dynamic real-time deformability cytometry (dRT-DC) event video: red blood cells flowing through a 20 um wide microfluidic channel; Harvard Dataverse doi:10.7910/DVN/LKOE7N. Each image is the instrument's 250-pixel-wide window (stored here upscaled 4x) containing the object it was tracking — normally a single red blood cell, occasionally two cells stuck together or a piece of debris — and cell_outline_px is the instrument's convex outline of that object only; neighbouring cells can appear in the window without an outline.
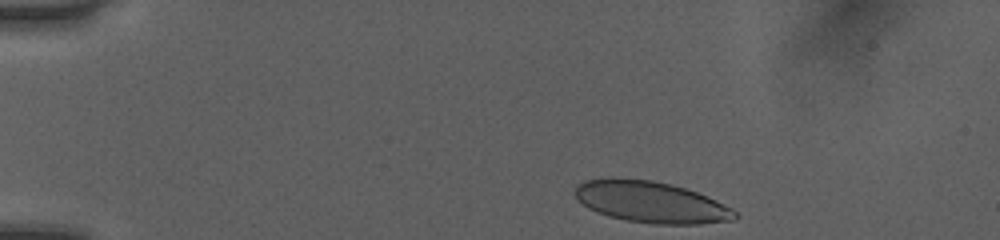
{"species": "human", "species_latin": "Homo sapiens", "temperature_condition": "room temperature", "stored_images_in_passage": 40, "camera_frame_rate_fps": 3000, "um_per_image_px": 0.085, "donor": {"sex": "female"}, "frame": {"image": 1, "passage_image": 1, "time_ms": 0.0, "image_size_px": [1000, 240], "cell_outline_px": [[740, 216], [736, 220], [700, 224], [652, 224], [624, 220], [608, 216], [596, 212], [588, 208], [576, 200], [576, 184], [584, 180], [608, 176], [612, 176], [652, 180], [672, 184], [708, 196], [732, 208]], "centroid_in_image_um": [55.31, 17.16], "position_along_channel_um": 29.7, "area_um2": 39.3}}
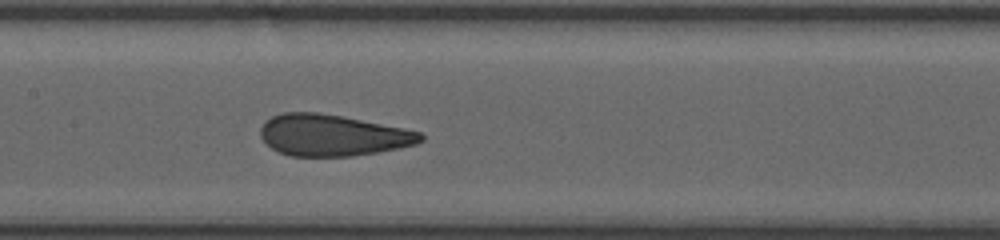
{"frame": {"image": 2, "passage_image": 18, "time_ms": 5.667, "image_size_px": [1000, 240], "cell_outline_px": [[424, 140], [416, 144], [376, 152], [352, 156], [288, 156], [272, 148], [260, 136], [260, 128], [264, 120], [272, 116], [284, 112], [316, 112], [344, 116], [404, 128], [420, 132], [424, 136]], "centroid_in_image_um": [28.24, 11.48], "position_along_channel_um": 179.2, "area_um2": 38.67}}
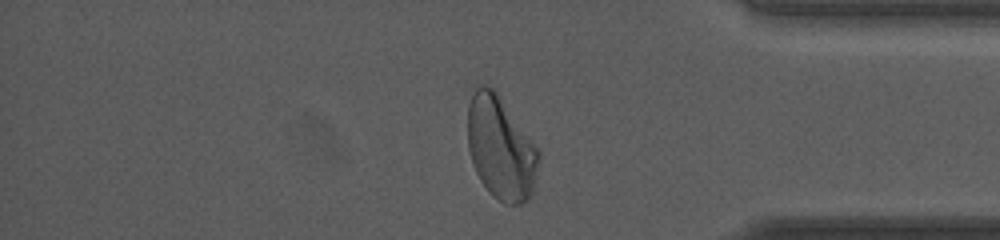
{"frame": {"image": 3, "passage_image": 35, "time_ms": 11.333, "image_size_px": [1000, 240], "cell_outline_px": [[540, 160], [532, 192], [528, 200], [520, 204], [504, 204], [492, 196], [488, 192], [480, 180], [472, 164], [468, 148], [468, 104], [472, 92], [480, 84], [484, 84], [492, 88], [496, 92], [540, 152]], "centroid_in_image_um": [42.54, 12.62], "position_along_channel_um": 392.7, "area_um2": 42.54}, "authors_computed_cell_mechanics": {"area_um2": 39.304, "velocity_mm_per_s": 4.0498, "shape_relaxation_time_tau1_ms": 5.6172, "shape_relaxation_time_tau2_ms": 0.7162, "deformation_change_tau1": 0.1948, "deformation_change_tau2": 0.0701}}